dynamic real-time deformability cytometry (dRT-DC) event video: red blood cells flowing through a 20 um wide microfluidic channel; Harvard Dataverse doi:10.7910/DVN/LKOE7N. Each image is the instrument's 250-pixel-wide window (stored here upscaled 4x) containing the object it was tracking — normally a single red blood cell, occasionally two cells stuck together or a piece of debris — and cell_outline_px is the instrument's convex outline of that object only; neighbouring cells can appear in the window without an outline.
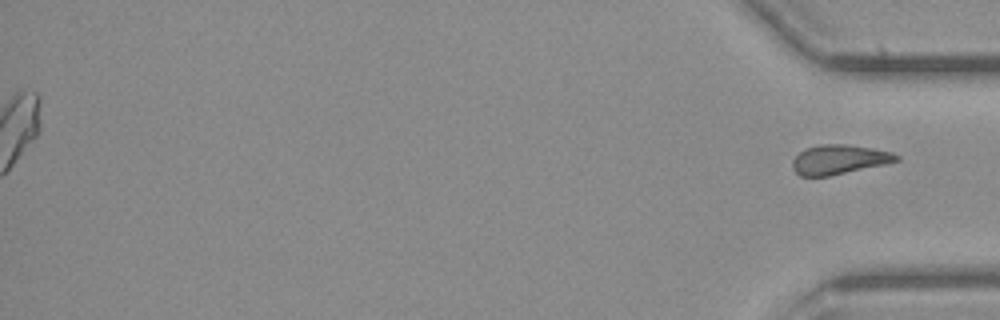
{"species": "common noctule bat (a hibernating species)", "species_latin": "Nyctalus noctula", "temperature_condition": "cold", "stored_images_in_passage": 38, "segment_of_instrument_passage": [2, 2], "camera_frame_rate_fps": 3000, "um_per_image_px": 0.085, "animal": {"sex": "female", "body_mass_g": 21.9}, "frame": {"image": 1, "passage_image": 38, "time_ms": 12.333, "image_size_px": [1000, 320], "cell_outline_px": [[900, 160], [884, 164], [828, 176], [800, 176], [792, 168], [792, 160], [804, 148], [820, 144], [844, 144], [872, 148], [892, 152], [900, 156]], "centroid_in_image_um": [71.3, 13.55], "position_along_channel_um": 363.9, "area_um2": 17.74}}